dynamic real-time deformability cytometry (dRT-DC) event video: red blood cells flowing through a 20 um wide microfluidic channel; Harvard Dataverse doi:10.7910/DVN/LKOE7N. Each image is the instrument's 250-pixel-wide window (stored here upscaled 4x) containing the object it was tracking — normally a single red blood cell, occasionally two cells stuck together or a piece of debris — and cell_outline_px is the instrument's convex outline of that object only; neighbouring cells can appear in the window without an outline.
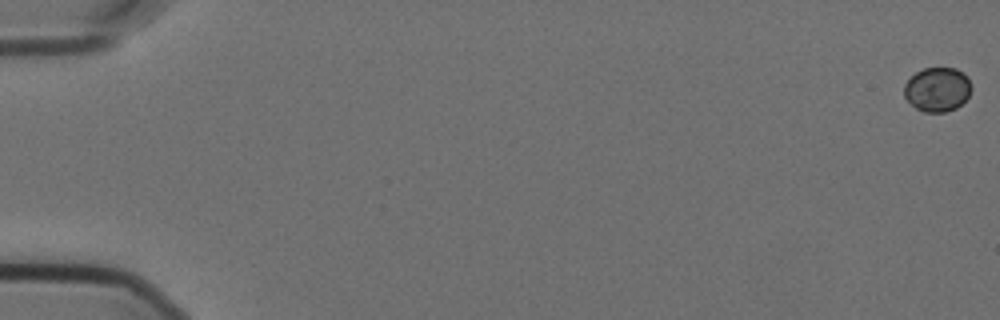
{"species": "Egyptian fruit bat (a non-hibernating species)", "species_latin": "Rousettus aegyptiacus", "temperature_condition": "cold", "stored_images_in_passage": 17, "camera_frame_rate_fps": 3000, "um_per_image_px": 0.085, "animal": {"sex": "female"}, "frame": {"image": 1, "passage_image": 1, "time_ms": 0.0, "image_size_px": [1000, 320], "cell_outline_px": [[972, 88], [968, 96], [956, 108], [944, 112], [924, 112], [916, 108], [904, 96], [904, 84], [916, 72], [924, 68], [956, 68], [968, 76]], "centroid_in_image_um": [79.68, 7.59], "position_along_channel_um": 5.3, "area_um2": 17.28}}
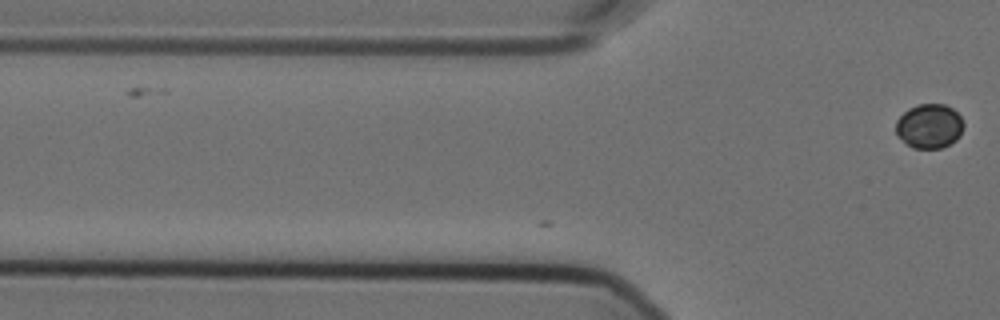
{"frame": {"image": 2, "passage_image": 17, "time_ms": 5.333, "image_size_px": [1000, 320], "cell_outline_px": [[964, 128], [960, 136], [956, 140], [940, 148], [912, 148], [896, 136], [896, 120], [908, 108], [920, 104], [944, 104], [952, 108], [960, 116], [964, 124]], "centroid_in_image_um": [78.98, 10.72], "position_along_channel_um": 46.8, "area_um2": 17.63}}